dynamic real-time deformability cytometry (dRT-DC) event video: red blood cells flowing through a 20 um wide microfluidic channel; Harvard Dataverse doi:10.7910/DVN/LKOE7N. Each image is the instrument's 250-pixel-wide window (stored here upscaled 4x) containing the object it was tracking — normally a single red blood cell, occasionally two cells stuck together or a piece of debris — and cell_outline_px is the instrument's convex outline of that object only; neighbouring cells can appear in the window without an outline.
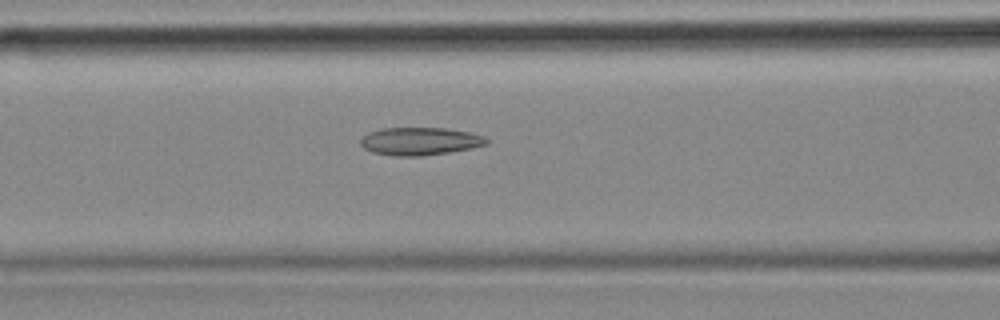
{"species": "common noctule bat (a hibernating species)", "species_latin": "Nyctalus noctula", "temperature_condition": "cold", "stored_images_in_passage": 47, "camera_frame_rate_fps": 3000, "um_per_image_px": 0.085, "animal": {"sex": "female", "body_mass_g": 18.4}, "frame": {"image": 1, "passage_image": 14, "time_ms": 4.333, "image_size_px": [1000, 320], "cell_outline_px": [[488, 144], [472, 148], [448, 152], [420, 156], [396, 156], [372, 152], [364, 148], [360, 144], [360, 140], [368, 132], [380, 128], [444, 128], [468, 132], [484, 136], [488, 140]], "centroid_in_image_um": [35.67, 12.0], "position_along_channel_um": 130.9, "area_um2": 20.35}, "authors_computed_cell_mechanics": {"area_um2": 20.4612, "velocity_mm_per_s": 3.5673, "shape_relaxation_time_tau1_ms": null, "shape_relaxation_time_tau2_ms": 6.0996, "deformation_change_tau1": null, "deformation_change_tau2": 0.149}}